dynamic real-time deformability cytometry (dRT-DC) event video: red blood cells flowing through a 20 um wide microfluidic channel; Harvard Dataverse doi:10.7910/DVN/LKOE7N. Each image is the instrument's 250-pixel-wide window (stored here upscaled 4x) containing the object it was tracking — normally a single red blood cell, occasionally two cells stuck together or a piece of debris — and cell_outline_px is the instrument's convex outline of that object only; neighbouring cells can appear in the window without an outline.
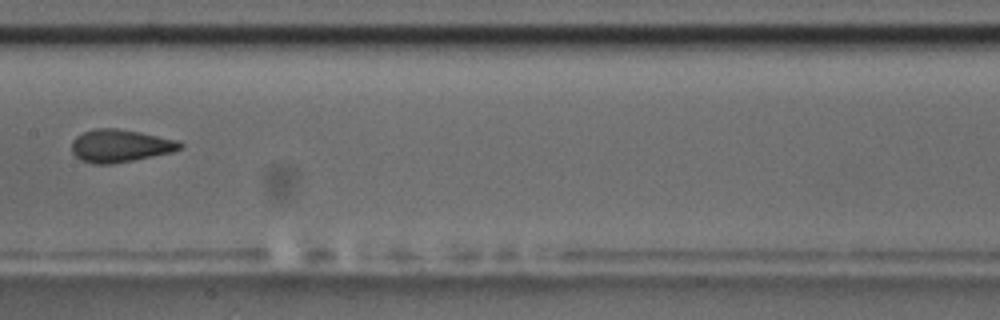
{"species": "common noctule bat (a hibernating species)", "species_latin": "Nyctalus noctula", "temperature_condition": "room temperature", "stored_images_in_passage": 10, "camera_frame_rate_fps": 3000, "um_per_image_px": 0.085, "animal": {"sex": "male", "body_mass_g": 17.5, "forearm_length_mm": 52.3}, "frame": {"image": 1, "passage_image": 7, "time_ms": 2.0, "image_size_px": [1000, 320], "cell_outline_px": [[184, 144], [180, 148], [172, 152], [112, 164], [92, 164], [80, 160], [72, 152], [72, 140], [76, 136], [84, 132], [96, 128], [116, 128], [140, 132], [180, 140]], "centroid_in_image_um": [10.21, 12.39], "position_along_channel_um": 197.2, "area_um2": 20.69}}